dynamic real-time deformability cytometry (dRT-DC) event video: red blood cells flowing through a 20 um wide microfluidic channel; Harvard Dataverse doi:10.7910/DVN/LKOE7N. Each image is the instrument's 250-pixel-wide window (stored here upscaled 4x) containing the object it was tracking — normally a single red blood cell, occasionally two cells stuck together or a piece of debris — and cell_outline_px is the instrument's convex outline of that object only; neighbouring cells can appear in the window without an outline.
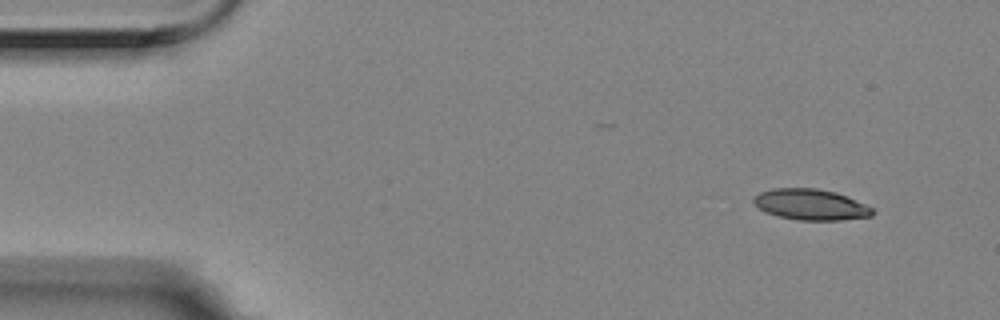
{"species": "Egyptian fruit bat (a non-hibernating species)", "species_latin": "Rousettus aegyptiacus", "temperature_condition": "room temperature", "stored_images_in_passage": 4, "camera_frame_rate_fps": 3000, "um_per_image_px": 0.085, "animal": {"sex": "female"}, "frame": {"image": 1, "passage_image": 1, "time_ms": 0.0, "image_size_px": [1000, 320], "cell_outline_px": [[876, 212], [872, 216], [840, 220], [796, 220], [780, 216], [768, 212], [760, 208], [752, 200], [752, 196], [760, 192], [772, 188], [816, 188], [836, 192], [864, 204], [872, 208]], "centroid_in_image_um": [68.91, 17.38], "position_along_channel_um": 16.1, "area_um2": 21.27}}
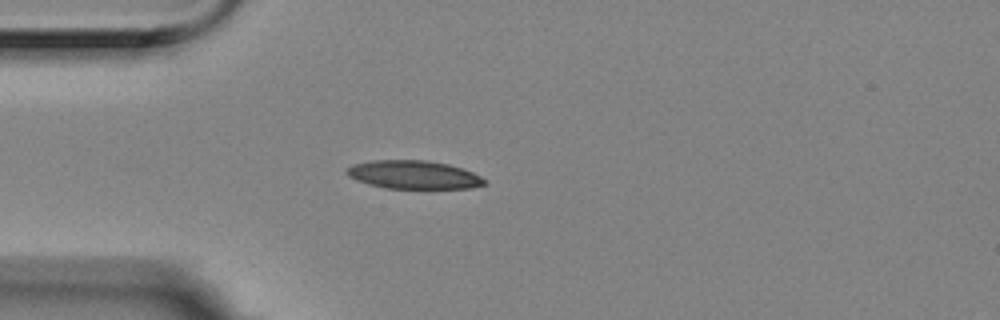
{"frame": {"image": 2, "passage_image": 4, "time_ms": 1.0, "image_size_px": [1000, 320], "cell_outline_px": [[488, 184], [472, 188], [388, 188], [368, 184], [356, 180], [348, 176], [344, 172], [352, 164], [372, 160], [428, 160], [448, 164], [464, 168], [488, 180]], "centroid_in_image_um": [35.19, 14.85], "position_along_channel_um": 49.8, "area_um2": 22.95}}